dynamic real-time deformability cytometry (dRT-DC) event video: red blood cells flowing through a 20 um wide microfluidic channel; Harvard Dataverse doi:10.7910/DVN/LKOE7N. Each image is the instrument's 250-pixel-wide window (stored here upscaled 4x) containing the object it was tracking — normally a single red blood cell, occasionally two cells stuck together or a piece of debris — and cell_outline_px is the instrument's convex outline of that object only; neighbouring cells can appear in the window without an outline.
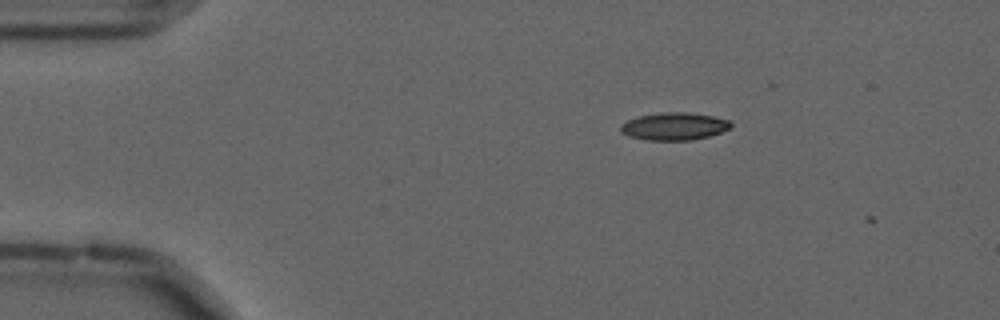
{"species": "common noctule bat (a hibernating species)", "species_latin": "Nyctalus noctula", "temperature_condition": "cold", "stored_images_in_passage": 2, "camera_frame_rate_fps": 3000, "um_per_image_px": 0.085, "animal": {"sex": "male", "forearm_length_mm": 52.5}, "frame": {"image": 1, "passage_image": 1, "time_ms": 0.0, "image_size_px": [1000, 320], "cell_outline_px": [[732, 128], [708, 136], [692, 140], [644, 140], [628, 136], [620, 132], [620, 124], [628, 120], [640, 116], [664, 112], [684, 112], [712, 116], [728, 120], [732, 124]], "centroid_in_image_um": [57.28, 10.75], "position_along_channel_um": 27.7, "area_um2": 17.63}}